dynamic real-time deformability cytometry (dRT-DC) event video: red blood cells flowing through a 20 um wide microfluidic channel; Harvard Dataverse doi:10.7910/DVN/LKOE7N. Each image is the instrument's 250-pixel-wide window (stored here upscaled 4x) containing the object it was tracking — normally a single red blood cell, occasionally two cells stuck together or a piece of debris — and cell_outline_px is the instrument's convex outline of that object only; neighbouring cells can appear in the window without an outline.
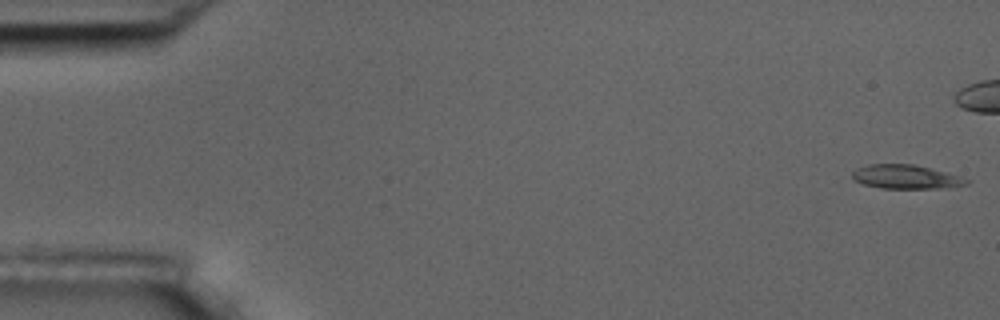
{"species": "common noctule bat (a hibernating species)", "species_latin": "Nyctalus noctula", "temperature_condition": "room temperature", "stored_images_in_passage": 10, "camera_frame_rate_fps": 3000, "um_per_image_px": 0.085, "animal": {"sex": "male", "body_mass_g": 17.5, "forearm_length_mm": 52.3}, "frame": {"image": 1, "passage_image": 1, "time_ms": 0.0, "image_size_px": [1000, 320], "cell_outline_px": [[972, 180], [968, 184], [944, 188], [880, 188], [864, 184], [852, 180], [852, 172], [856, 168], [868, 164], [912, 164], [960, 176]], "centroid_in_image_um": [76.98, 15.03], "position_along_channel_um": 8.0, "area_um2": 15.9}}
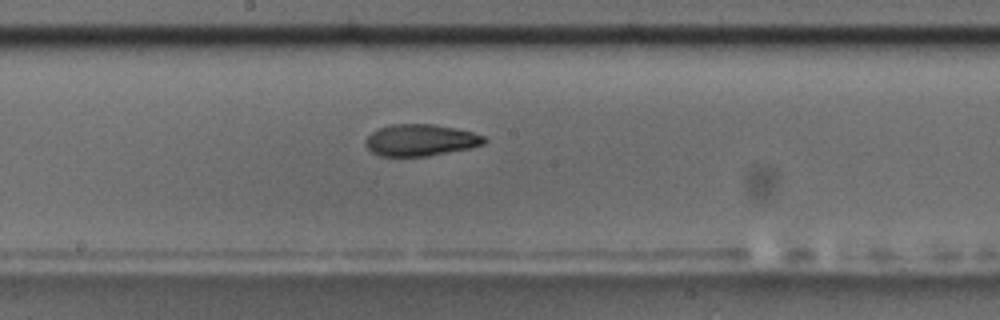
{"frame": {"image": 2, "passage_image": 10, "time_ms": 11.333, "image_size_px": [1000, 320], "cell_outline_px": [[488, 140], [484, 144], [468, 148], [428, 156], [380, 156], [372, 152], [364, 144], [364, 140], [372, 132], [380, 128], [392, 124], [432, 124], [472, 132], [484, 136]], "centroid_in_image_um": [35.72, 11.91], "position_along_channel_um": 212.5, "area_um2": 21.73}}